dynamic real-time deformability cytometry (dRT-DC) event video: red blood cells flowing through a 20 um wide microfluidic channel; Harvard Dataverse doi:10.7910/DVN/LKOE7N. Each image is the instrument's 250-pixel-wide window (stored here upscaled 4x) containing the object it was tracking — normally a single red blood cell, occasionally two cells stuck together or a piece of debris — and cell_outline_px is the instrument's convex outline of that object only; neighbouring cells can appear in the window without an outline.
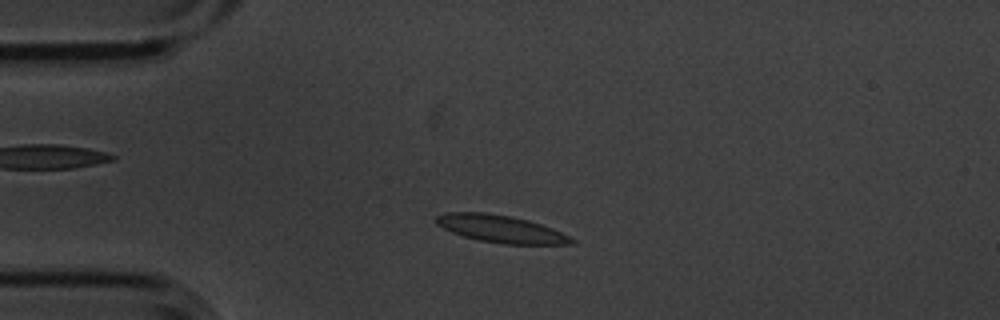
{"species": "common noctule bat (a hibernating species)", "species_latin": "Nyctalus noctula", "temperature_condition": "cold", "stored_images_in_passage": 7, "camera_frame_rate_fps": 3000, "um_per_image_px": 0.085, "animal": {"sex": "male", "body_mass_g": 20.1, "forearm_length_mm": 53.5}, "frame": {"image": 1, "passage_image": 2, "time_ms": 0.333, "image_size_px": [1000, 320], "cell_outline_px": [[576, 244], [504, 244], [480, 240], [464, 236], [452, 232], [436, 224], [436, 216], [444, 212], [484, 212], [512, 216], [528, 220], [552, 228], [576, 240]], "centroid_in_image_um": [42.57, 19.45], "position_along_channel_um": 42.4, "area_um2": 21.5}}
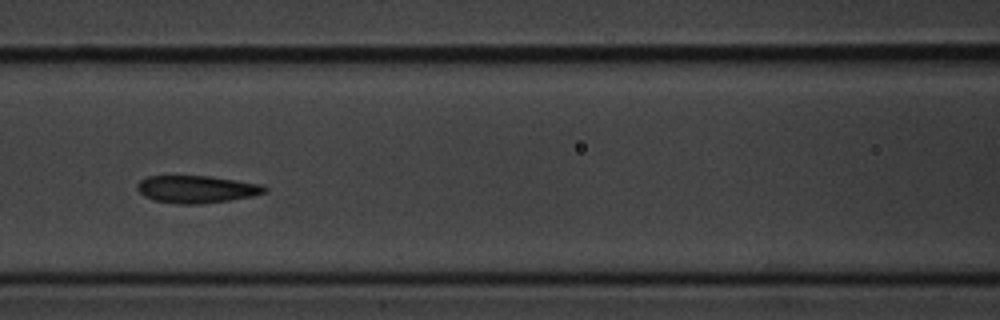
{"frame": {"image": 2, "passage_image": 5, "time_ms": 1.333, "image_size_px": [1000, 320], "cell_outline_px": [[268, 192], [252, 196], [232, 200], [200, 204], [176, 204], [152, 200], [144, 196], [136, 188], [136, 184], [140, 180], [148, 176], [208, 176], [236, 180], [260, 184], [268, 188]], "centroid_in_image_um": [16.7, 16.09], "position_along_channel_um": 149.9, "area_um2": 20.52}}
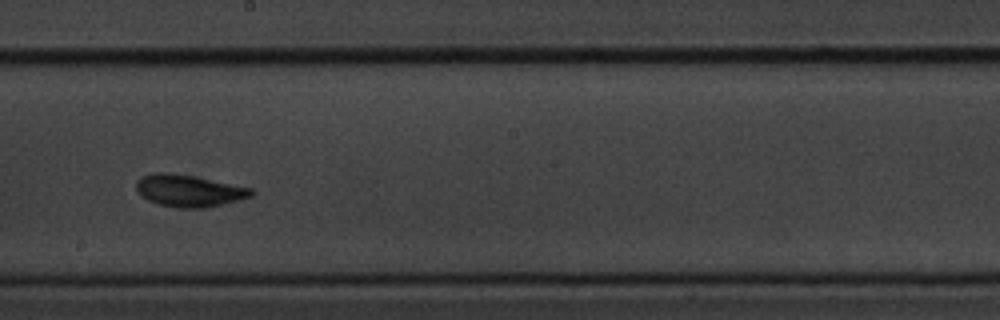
{"frame": {"image": 3, "passage_image": 7, "time_ms": 2.0, "image_size_px": [1000, 320], "cell_outline_px": [[256, 192], [252, 196], [240, 200], [204, 208], [176, 208], [156, 204], [140, 196], [136, 188], [136, 180], [140, 176], [156, 172], [168, 172], [192, 176], [252, 188]], "centroid_in_image_um": [16.03, 16.22], "position_along_channel_um": 232.2, "area_um2": 21.62}}